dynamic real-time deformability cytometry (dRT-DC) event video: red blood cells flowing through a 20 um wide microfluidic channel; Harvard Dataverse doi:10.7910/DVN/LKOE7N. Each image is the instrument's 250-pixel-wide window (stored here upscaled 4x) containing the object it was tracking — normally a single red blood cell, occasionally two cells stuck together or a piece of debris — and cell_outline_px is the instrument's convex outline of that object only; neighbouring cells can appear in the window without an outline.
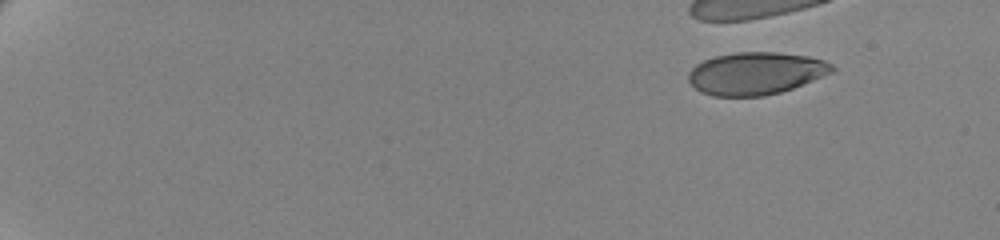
{"species": "human", "species_latin": "Homo sapiens", "temperature_condition": "cold", "stored_images_in_passage": 8, "camera_frame_rate_fps": 3000, "um_per_image_px": 0.085, "donor": {"sex": "female"}, "frame": {"image": 1, "passage_image": 1, "time_ms": 0.0, "image_size_px": [1000, 240], "cell_outline_px": [[836, 68], [832, 72], [792, 88], [780, 92], [764, 96], [712, 96], [700, 92], [688, 80], [688, 72], [696, 64], [704, 60], [716, 56], [736, 52], [776, 52], [808, 56], [824, 60], [832, 64]], "centroid_in_image_um": [64.22, 6.23], "position_along_channel_um": 20.8, "area_um2": 35.43}}